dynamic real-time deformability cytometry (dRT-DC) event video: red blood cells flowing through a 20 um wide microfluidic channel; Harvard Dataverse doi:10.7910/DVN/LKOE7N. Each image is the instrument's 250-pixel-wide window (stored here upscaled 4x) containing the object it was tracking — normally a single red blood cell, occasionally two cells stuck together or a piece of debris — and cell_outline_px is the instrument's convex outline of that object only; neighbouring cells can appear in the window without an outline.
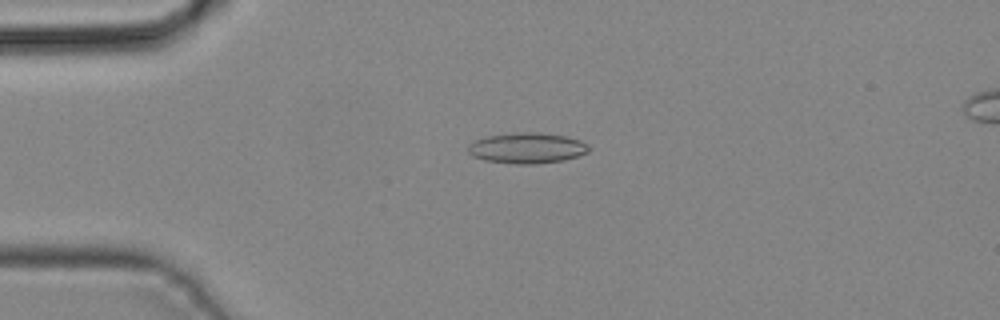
{"species": "common noctule bat (a hibernating species)", "species_latin": "Nyctalus noctula", "temperature_condition": "cold", "stored_images_in_passage": 42, "camera_frame_rate_fps": 3000, "um_per_image_px": 0.085, "animal": {"sex": "male", "body_mass_g": 19.2, "forearm_length_mm": 51.8}, "frame": {"image": 1, "passage_image": 10, "time_ms": 3.0, "image_size_px": [1000, 320], "cell_outline_px": [[592, 148], [588, 152], [564, 160], [536, 164], [516, 164], [488, 160], [472, 156], [468, 152], [468, 144], [476, 140], [488, 136], [524, 132], [540, 132], [564, 136], [580, 140], [588, 144]], "centroid_in_image_um": [44.83, 12.58], "position_along_channel_um": 40.2, "area_um2": 21.44}}
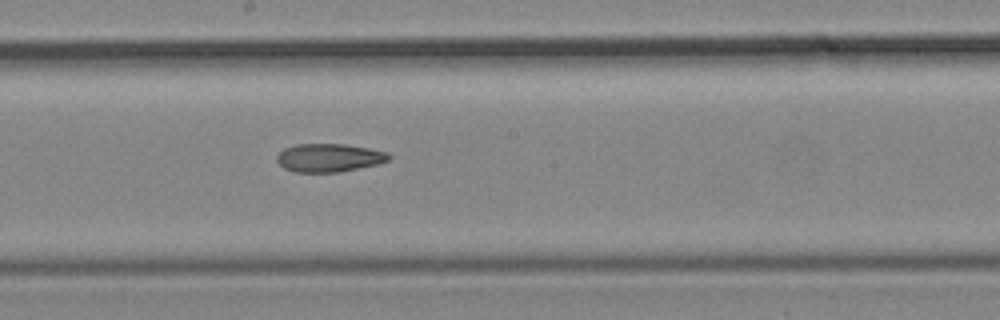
{"frame": {"image": 2, "passage_image": 23, "time_ms": 7.333, "image_size_px": [1000, 320], "cell_outline_px": [[392, 156], [388, 160], [376, 164], [340, 172], [296, 172], [284, 168], [276, 160], [276, 156], [284, 148], [296, 144], [344, 144], [368, 148], [388, 152]], "centroid_in_image_um": [27.96, 13.4], "position_along_channel_um": 220.2, "area_um2": 18.38}}
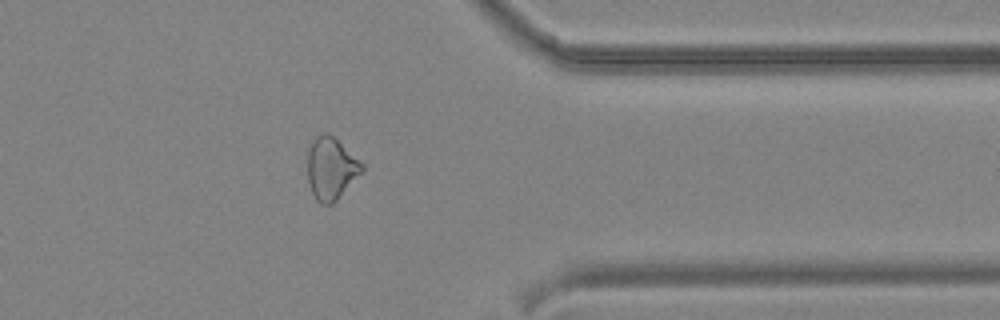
{"frame": {"image": 3, "passage_image": 34, "time_ms": 11.0, "image_size_px": [1000, 320], "cell_outline_px": [[364, 168], [336, 200], [332, 204], [320, 204], [316, 200], [312, 192], [308, 180], [308, 152], [316, 136], [320, 132], [328, 132], [364, 164]], "centroid_in_image_um": [28.12, 14.31], "position_along_channel_um": 383.3, "area_um2": 19.31}}